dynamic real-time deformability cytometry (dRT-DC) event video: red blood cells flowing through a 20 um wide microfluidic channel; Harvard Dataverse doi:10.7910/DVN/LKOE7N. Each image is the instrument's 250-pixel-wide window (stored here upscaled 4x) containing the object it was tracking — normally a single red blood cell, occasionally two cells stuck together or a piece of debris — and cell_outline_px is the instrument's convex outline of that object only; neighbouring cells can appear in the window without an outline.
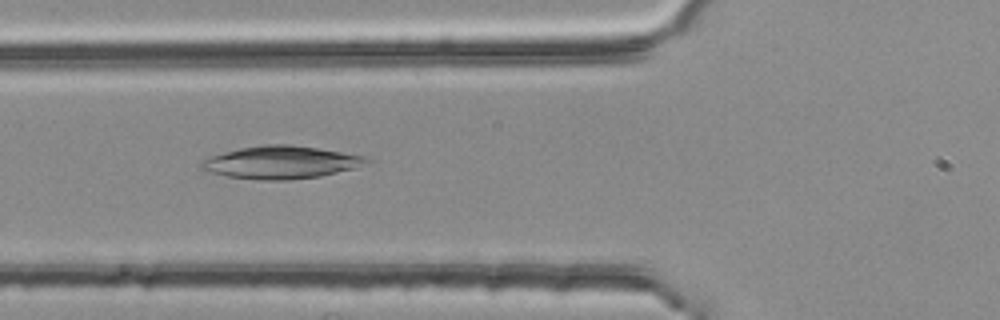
{"species": "common noctule bat (a hibernating species)", "species_latin": "Nyctalus noctula", "temperature_condition": "room temperature", "stored_images_in_passage": 38, "camera_frame_rate_fps": 3000, "um_per_image_px": 0.085, "animal": {"sex": "female", "body_mass_g": 25.1}, "frame": {"image": 1, "passage_image": 4, "time_ms": 1.0, "image_size_px": [1000, 320], "cell_outline_px": [[372, 160], [356, 168], [320, 176], [284, 180], [256, 180], [228, 176], [208, 172], [200, 168], [200, 164], [204, 160], [212, 156], [224, 152], [240, 148], [264, 144], [288, 144], [316, 148], [340, 152], [360, 156]], "centroid_in_image_um": [23.84, 13.8], "position_along_channel_um": 102.0, "area_um2": 31.1}}
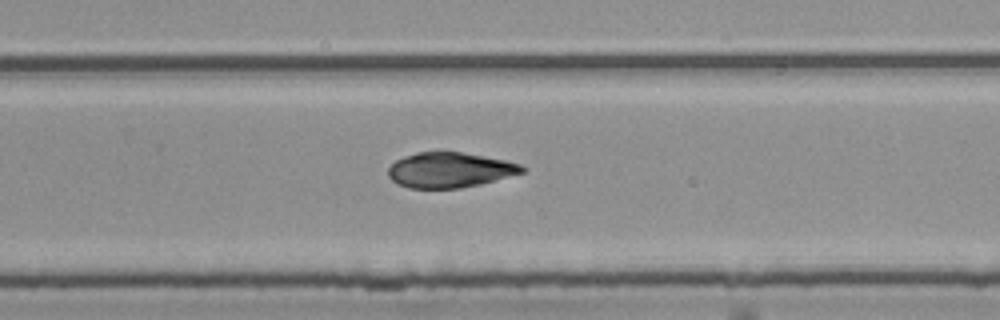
{"frame": {"image": 2, "passage_image": 19, "time_ms": 6.0, "image_size_px": [1000, 320], "cell_outline_px": [[528, 172], [480, 184], [460, 188], [408, 188], [396, 184], [388, 176], [388, 168], [396, 160], [404, 156], [416, 152], [460, 152], [484, 156], [504, 160], [520, 164], [528, 168]], "centroid_in_image_um": [38.25, 14.46], "position_along_channel_um": 291.5, "area_um2": 27.63}}
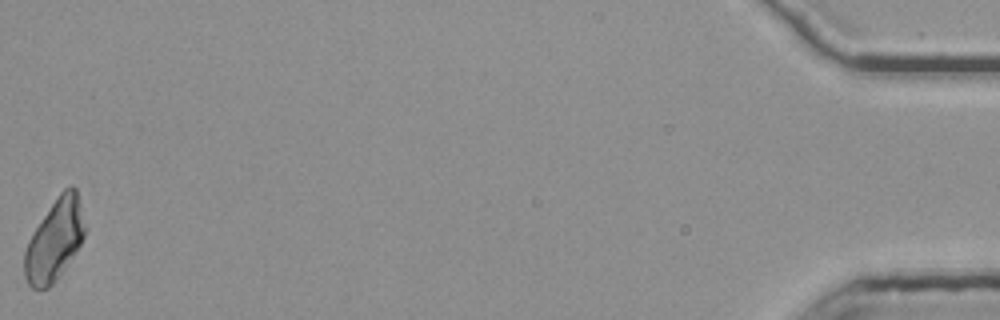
{"frame": {"image": 3, "passage_image": 38, "time_ms": 12.333, "image_size_px": [1000, 320], "cell_outline_px": [[84, 236], [80, 244], [56, 280], [48, 288], [32, 288], [28, 284], [24, 276], [24, 252], [28, 240], [60, 192], [64, 188], [72, 184], [76, 188], [84, 224]], "centroid_in_image_um": [4.62, 20.42], "position_along_channel_um": 430.6, "area_um2": 27.86}, "authors_computed_cell_mechanics": {"area_um2": 28.0908, "velocity_mm_per_s": 3.7932, "shape_relaxation_time_tau1_ms": null, "shape_relaxation_time_tau2_ms": 5.7736, "deformation_change_tau1": null, "deformation_change_tau2": 0.09}}